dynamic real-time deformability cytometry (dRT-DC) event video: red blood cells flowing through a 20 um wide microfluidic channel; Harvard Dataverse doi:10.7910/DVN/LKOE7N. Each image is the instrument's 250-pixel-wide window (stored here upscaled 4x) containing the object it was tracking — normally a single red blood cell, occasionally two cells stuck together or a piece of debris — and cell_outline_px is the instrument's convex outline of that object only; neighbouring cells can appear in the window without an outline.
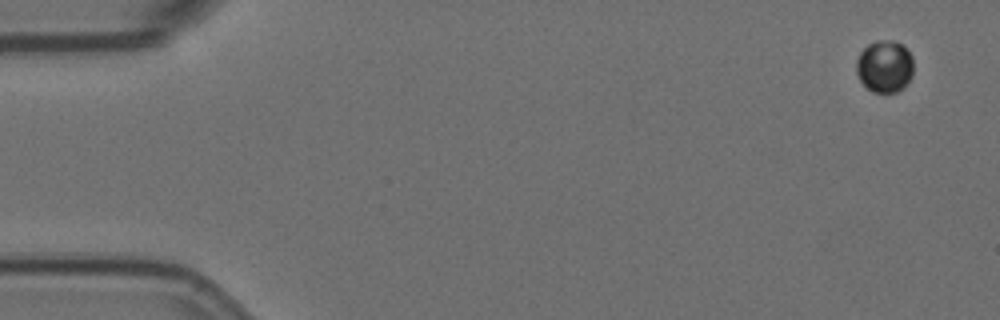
{"species": "Egyptian fruit bat (a non-hibernating species)", "species_latin": "Rousettus aegyptiacus", "temperature_condition": "room temperature", "stored_images_in_passage": 6, "camera_frame_rate_fps": 3000, "um_per_image_px": 0.085, "animal": {"sex": "female"}, "frame": {"image": 1, "passage_image": 1, "time_ms": 0.0, "image_size_px": [1000, 320], "cell_outline_px": [[912, 76], [896, 92], [872, 92], [860, 80], [856, 72], [856, 60], [860, 52], [868, 44], [876, 40], [892, 40], [900, 44], [912, 56]], "centroid_in_image_um": [75.16, 5.62], "position_along_channel_um": 9.8, "area_um2": 17.11}}
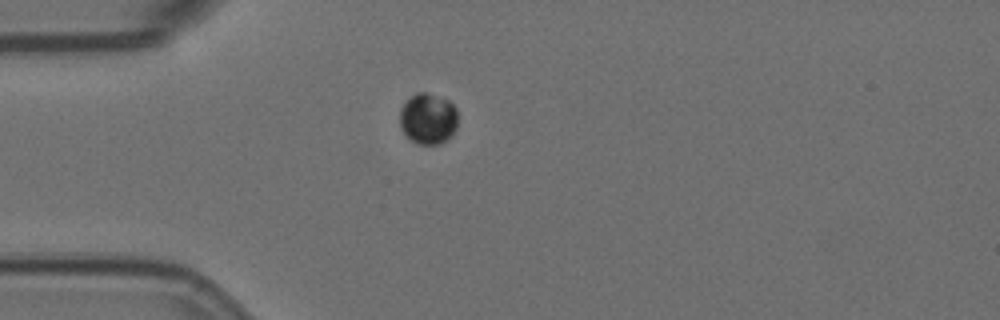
{"frame": {"image": 2, "passage_image": 5, "time_ms": 1.333, "image_size_px": [1000, 320], "cell_outline_px": [[456, 128], [452, 136], [440, 144], [416, 144], [400, 128], [400, 108], [408, 96], [416, 92], [428, 92], [448, 100], [456, 108]], "centroid_in_image_um": [36.36, 10.07], "position_along_channel_um": 48.6, "area_um2": 17.46}}
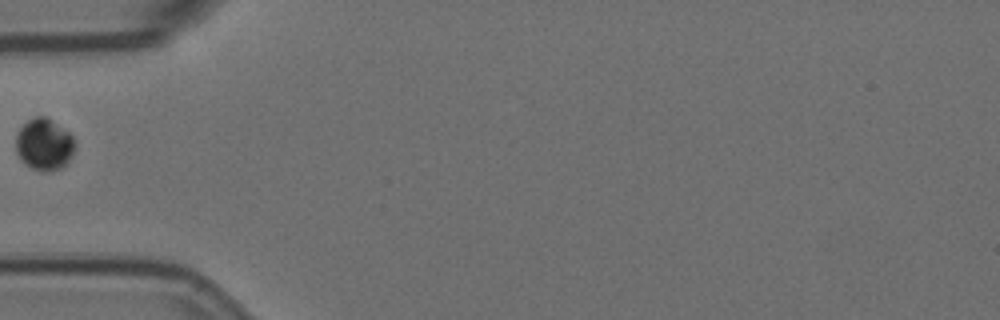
{"frame": {"image": 3, "passage_image": 6, "time_ms": 1.667, "image_size_px": [1000, 320], "cell_outline_px": [[72, 156], [60, 168], [48, 172], [44, 172], [32, 168], [24, 164], [20, 160], [16, 152], [16, 132], [28, 120], [36, 116], [44, 116], [52, 120], [68, 132], [72, 136]], "centroid_in_image_um": [3.69, 12.28], "position_along_channel_um": 81.3, "area_um2": 17.57}}